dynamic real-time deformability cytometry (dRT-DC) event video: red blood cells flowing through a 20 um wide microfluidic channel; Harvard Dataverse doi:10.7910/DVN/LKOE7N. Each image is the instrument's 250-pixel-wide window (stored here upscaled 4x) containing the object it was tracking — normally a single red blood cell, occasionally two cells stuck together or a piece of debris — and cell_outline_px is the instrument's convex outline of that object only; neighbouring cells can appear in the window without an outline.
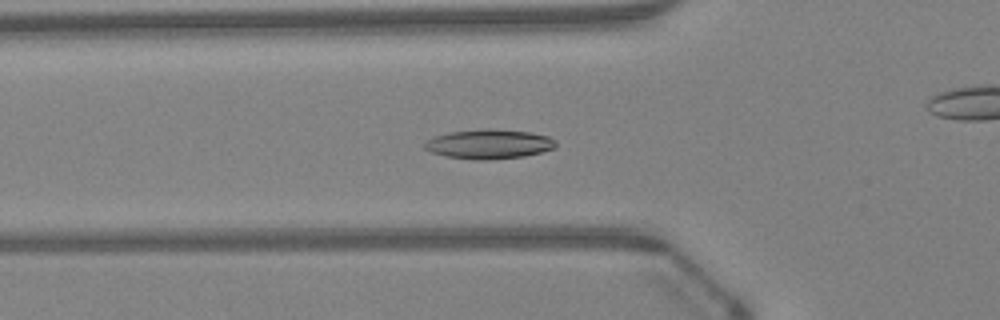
{"species": "Egyptian fruit bat (a non-hibernating species)", "species_latin": "Rousettus aegyptiacus", "temperature_condition": "warm", "stored_images_in_passage": 35, "camera_frame_rate_fps": 3000, "um_per_image_px": 0.085, "animal": {"sex": "female"}, "frame": {"image": 1, "passage_image": 3, "time_ms": 0.667, "image_size_px": [1000, 320], "cell_outline_px": [[556, 148], [524, 156], [488, 160], [476, 160], [444, 156], [432, 152], [424, 148], [424, 144], [428, 140], [436, 136], [452, 132], [528, 132], [548, 136], [556, 140]], "centroid_in_image_um": [41.59, 12.31], "position_along_channel_um": 84.2, "area_um2": 21.27}}
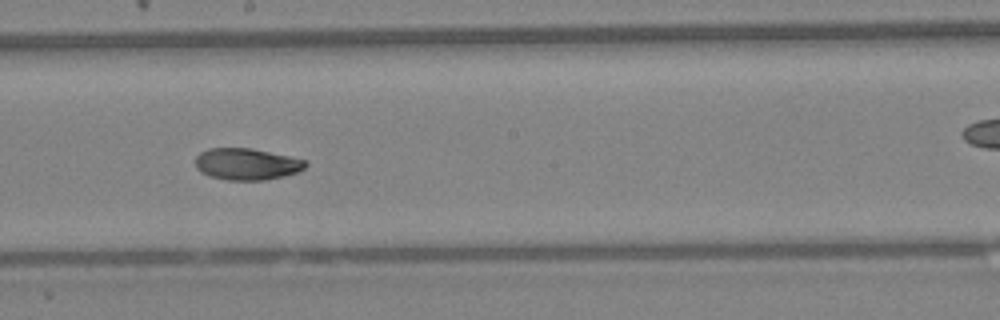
{"frame": {"image": 2, "passage_image": 13, "time_ms": 4.0, "image_size_px": [1000, 320], "cell_outline_px": [[308, 164], [304, 168], [296, 172], [284, 176], [264, 180], [228, 180], [208, 176], [200, 172], [196, 168], [196, 156], [200, 152], [208, 148], [252, 148], [288, 156], [304, 160]], "centroid_in_image_um": [20.93, 13.95], "position_along_channel_um": 227.3, "area_um2": 20.29}}
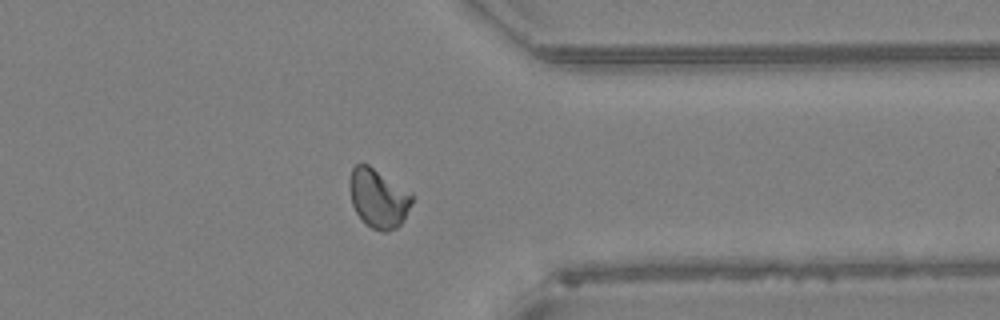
{"frame": {"image": 3, "passage_image": 24, "time_ms": 7.667, "image_size_px": [1000, 320], "cell_outline_px": [[412, 204], [404, 220], [396, 228], [388, 232], [380, 232], [364, 224], [356, 212], [352, 204], [348, 184], [352, 168], [356, 164], [368, 164], [412, 192]], "centroid_in_image_um": [32.16, 16.87], "position_along_channel_um": 379.2, "area_um2": 21.79}, "authors_computed_cell_mechanics": {"area_um2": 20.7502, "velocity_mm_per_s": 4.3057, "shape_relaxation_time_tau1_ms": 4.8455, "shape_relaxation_time_tau2_ms": 3.5422, "deformation_change_tau1": 0.148, "deformation_change_tau2": 0.0564}}